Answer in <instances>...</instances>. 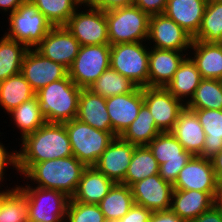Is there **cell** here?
I'll use <instances>...</instances> for the list:
<instances>
[{
  "mask_svg": "<svg viewBox=\"0 0 222 222\" xmlns=\"http://www.w3.org/2000/svg\"><path fill=\"white\" fill-rule=\"evenodd\" d=\"M20 140L17 173L21 176L35 163L73 156L69 135L61 123L46 122Z\"/></svg>",
  "mask_w": 222,
  "mask_h": 222,
  "instance_id": "obj_1",
  "label": "cell"
},
{
  "mask_svg": "<svg viewBox=\"0 0 222 222\" xmlns=\"http://www.w3.org/2000/svg\"><path fill=\"white\" fill-rule=\"evenodd\" d=\"M85 168L75 156L47 160L33 164L23 174V179L40 188L63 192L71 198Z\"/></svg>",
  "mask_w": 222,
  "mask_h": 222,
  "instance_id": "obj_2",
  "label": "cell"
},
{
  "mask_svg": "<svg viewBox=\"0 0 222 222\" xmlns=\"http://www.w3.org/2000/svg\"><path fill=\"white\" fill-rule=\"evenodd\" d=\"M81 90L67 76L50 83L36 92L39 109L45 116L46 121L63 124L75 119L78 113Z\"/></svg>",
  "mask_w": 222,
  "mask_h": 222,
  "instance_id": "obj_3",
  "label": "cell"
},
{
  "mask_svg": "<svg viewBox=\"0 0 222 222\" xmlns=\"http://www.w3.org/2000/svg\"><path fill=\"white\" fill-rule=\"evenodd\" d=\"M109 44L148 42L150 16L130 5L106 11Z\"/></svg>",
  "mask_w": 222,
  "mask_h": 222,
  "instance_id": "obj_4",
  "label": "cell"
},
{
  "mask_svg": "<svg viewBox=\"0 0 222 222\" xmlns=\"http://www.w3.org/2000/svg\"><path fill=\"white\" fill-rule=\"evenodd\" d=\"M7 15L9 28L4 35L23 43L28 49H35L53 27L30 0Z\"/></svg>",
  "mask_w": 222,
  "mask_h": 222,
  "instance_id": "obj_5",
  "label": "cell"
},
{
  "mask_svg": "<svg viewBox=\"0 0 222 222\" xmlns=\"http://www.w3.org/2000/svg\"><path fill=\"white\" fill-rule=\"evenodd\" d=\"M69 135L73 156L86 167L94 166L107 146L117 137L111 131H101L77 118L63 123Z\"/></svg>",
  "mask_w": 222,
  "mask_h": 222,
  "instance_id": "obj_6",
  "label": "cell"
},
{
  "mask_svg": "<svg viewBox=\"0 0 222 222\" xmlns=\"http://www.w3.org/2000/svg\"><path fill=\"white\" fill-rule=\"evenodd\" d=\"M149 52V46L143 42L111 45L110 68L138 87H148Z\"/></svg>",
  "mask_w": 222,
  "mask_h": 222,
  "instance_id": "obj_7",
  "label": "cell"
},
{
  "mask_svg": "<svg viewBox=\"0 0 222 222\" xmlns=\"http://www.w3.org/2000/svg\"><path fill=\"white\" fill-rule=\"evenodd\" d=\"M30 185L16 184L28 199L29 222H65L70 197L57 190Z\"/></svg>",
  "mask_w": 222,
  "mask_h": 222,
  "instance_id": "obj_8",
  "label": "cell"
},
{
  "mask_svg": "<svg viewBox=\"0 0 222 222\" xmlns=\"http://www.w3.org/2000/svg\"><path fill=\"white\" fill-rule=\"evenodd\" d=\"M110 44L81 46L68 76L81 89L89 87L110 68Z\"/></svg>",
  "mask_w": 222,
  "mask_h": 222,
  "instance_id": "obj_9",
  "label": "cell"
},
{
  "mask_svg": "<svg viewBox=\"0 0 222 222\" xmlns=\"http://www.w3.org/2000/svg\"><path fill=\"white\" fill-rule=\"evenodd\" d=\"M147 146L159 164V176L173 185L192 155L171 132L159 133Z\"/></svg>",
  "mask_w": 222,
  "mask_h": 222,
  "instance_id": "obj_10",
  "label": "cell"
},
{
  "mask_svg": "<svg viewBox=\"0 0 222 222\" xmlns=\"http://www.w3.org/2000/svg\"><path fill=\"white\" fill-rule=\"evenodd\" d=\"M81 8L71 15L65 27L81 46L109 44L106 12L92 7Z\"/></svg>",
  "mask_w": 222,
  "mask_h": 222,
  "instance_id": "obj_11",
  "label": "cell"
},
{
  "mask_svg": "<svg viewBox=\"0 0 222 222\" xmlns=\"http://www.w3.org/2000/svg\"><path fill=\"white\" fill-rule=\"evenodd\" d=\"M143 99L161 132H171L186 107L165 87H143Z\"/></svg>",
  "mask_w": 222,
  "mask_h": 222,
  "instance_id": "obj_12",
  "label": "cell"
},
{
  "mask_svg": "<svg viewBox=\"0 0 222 222\" xmlns=\"http://www.w3.org/2000/svg\"><path fill=\"white\" fill-rule=\"evenodd\" d=\"M148 40L152 48L189 51L193 37L165 14H158L149 18Z\"/></svg>",
  "mask_w": 222,
  "mask_h": 222,
  "instance_id": "obj_13",
  "label": "cell"
},
{
  "mask_svg": "<svg viewBox=\"0 0 222 222\" xmlns=\"http://www.w3.org/2000/svg\"><path fill=\"white\" fill-rule=\"evenodd\" d=\"M21 73L36 93L50 83L66 78L68 69L45 58L35 49H28L23 58Z\"/></svg>",
  "mask_w": 222,
  "mask_h": 222,
  "instance_id": "obj_14",
  "label": "cell"
},
{
  "mask_svg": "<svg viewBox=\"0 0 222 222\" xmlns=\"http://www.w3.org/2000/svg\"><path fill=\"white\" fill-rule=\"evenodd\" d=\"M218 185L212 160L192 156L179 172L173 184V189L217 192Z\"/></svg>",
  "mask_w": 222,
  "mask_h": 222,
  "instance_id": "obj_15",
  "label": "cell"
},
{
  "mask_svg": "<svg viewBox=\"0 0 222 222\" xmlns=\"http://www.w3.org/2000/svg\"><path fill=\"white\" fill-rule=\"evenodd\" d=\"M80 47L81 44L65 26H53L35 50L69 69Z\"/></svg>",
  "mask_w": 222,
  "mask_h": 222,
  "instance_id": "obj_16",
  "label": "cell"
},
{
  "mask_svg": "<svg viewBox=\"0 0 222 222\" xmlns=\"http://www.w3.org/2000/svg\"><path fill=\"white\" fill-rule=\"evenodd\" d=\"M134 203L153 211L171 208L173 185L159 174L149 176L130 186Z\"/></svg>",
  "mask_w": 222,
  "mask_h": 222,
  "instance_id": "obj_17",
  "label": "cell"
},
{
  "mask_svg": "<svg viewBox=\"0 0 222 222\" xmlns=\"http://www.w3.org/2000/svg\"><path fill=\"white\" fill-rule=\"evenodd\" d=\"M143 104V88L140 87L134 92L106 98L107 111L111 120V132L120 136L137 118Z\"/></svg>",
  "mask_w": 222,
  "mask_h": 222,
  "instance_id": "obj_18",
  "label": "cell"
},
{
  "mask_svg": "<svg viewBox=\"0 0 222 222\" xmlns=\"http://www.w3.org/2000/svg\"><path fill=\"white\" fill-rule=\"evenodd\" d=\"M135 146L119 136L115 137L94 167L114 183H123Z\"/></svg>",
  "mask_w": 222,
  "mask_h": 222,
  "instance_id": "obj_19",
  "label": "cell"
},
{
  "mask_svg": "<svg viewBox=\"0 0 222 222\" xmlns=\"http://www.w3.org/2000/svg\"><path fill=\"white\" fill-rule=\"evenodd\" d=\"M187 55V51L152 49L150 46L148 87H165L172 80L180 63Z\"/></svg>",
  "mask_w": 222,
  "mask_h": 222,
  "instance_id": "obj_20",
  "label": "cell"
},
{
  "mask_svg": "<svg viewBox=\"0 0 222 222\" xmlns=\"http://www.w3.org/2000/svg\"><path fill=\"white\" fill-rule=\"evenodd\" d=\"M217 192L173 190L171 210L185 222L197 218L215 204Z\"/></svg>",
  "mask_w": 222,
  "mask_h": 222,
  "instance_id": "obj_21",
  "label": "cell"
},
{
  "mask_svg": "<svg viewBox=\"0 0 222 222\" xmlns=\"http://www.w3.org/2000/svg\"><path fill=\"white\" fill-rule=\"evenodd\" d=\"M171 133L192 156H200L205 144V132L197 115L185 107Z\"/></svg>",
  "mask_w": 222,
  "mask_h": 222,
  "instance_id": "obj_22",
  "label": "cell"
},
{
  "mask_svg": "<svg viewBox=\"0 0 222 222\" xmlns=\"http://www.w3.org/2000/svg\"><path fill=\"white\" fill-rule=\"evenodd\" d=\"M205 0H168L164 14L194 37L201 26Z\"/></svg>",
  "mask_w": 222,
  "mask_h": 222,
  "instance_id": "obj_23",
  "label": "cell"
},
{
  "mask_svg": "<svg viewBox=\"0 0 222 222\" xmlns=\"http://www.w3.org/2000/svg\"><path fill=\"white\" fill-rule=\"evenodd\" d=\"M76 118L95 129L111 131V120L107 111L106 98L93 93L89 89H82L80 92Z\"/></svg>",
  "mask_w": 222,
  "mask_h": 222,
  "instance_id": "obj_24",
  "label": "cell"
},
{
  "mask_svg": "<svg viewBox=\"0 0 222 222\" xmlns=\"http://www.w3.org/2000/svg\"><path fill=\"white\" fill-rule=\"evenodd\" d=\"M114 184L94 166L86 167L71 199L80 203L98 204Z\"/></svg>",
  "mask_w": 222,
  "mask_h": 222,
  "instance_id": "obj_25",
  "label": "cell"
},
{
  "mask_svg": "<svg viewBox=\"0 0 222 222\" xmlns=\"http://www.w3.org/2000/svg\"><path fill=\"white\" fill-rule=\"evenodd\" d=\"M190 52L203 79L222 80V48L217 43L193 40Z\"/></svg>",
  "mask_w": 222,
  "mask_h": 222,
  "instance_id": "obj_26",
  "label": "cell"
},
{
  "mask_svg": "<svg viewBox=\"0 0 222 222\" xmlns=\"http://www.w3.org/2000/svg\"><path fill=\"white\" fill-rule=\"evenodd\" d=\"M202 79L195 62L190 55H187L165 88L186 105L193 97Z\"/></svg>",
  "mask_w": 222,
  "mask_h": 222,
  "instance_id": "obj_27",
  "label": "cell"
},
{
  "mask_svg": "<svg viewBox=\"0 0 222 222\" xmlns=\"http://www.w3.org/2000/svg\"><path fill=\"white\" fill-rule=\"evenodd\" d=\"M205 132V144L200 157L213 159L222 147V110H192Z\"/></svg>",
  "mask_w": 222,
  "mask_h": 222,
  "instance_id": "obj_28",
  "label": "cell"
},
{
  "mask_svg": "<svg viewBox=\"0 0 222 222\" xmlns=\"http://www.w3.org/2000/svg\"><path fill=\"white\" fill-rule=\"evenodd\" d=\"M98 205L107 222L119 221L134 205L130 187L115 183Z\"/></svg>",
  "mask_w": 222,
  "mask_h": 222,
  "instance_id": "obj_29",
  "label": "cell"
},
{
  "mask_svg": "<svg viewBox=\"0 0 222 222\" xmlns=\"http://www.w3.org/2000/svg\"><path fill=\"white\" fill-rule=\"evenodd\" d=\"M34 96L35 92L21 72L0 81V106L7 113Z\"/></svg>",
  "mask_w": 222,
  "mask_h": 222,
  "instance_id": "obj_30",
  "label": "cell"
},
{
  "mask_svg": "<svg viewBox=\"0 0 222 222\" xmlns=\"http://www.w3.org/2000/svg\"><path fill=\"white\" fill-rule=\"evenodd\" d=\"M161 131L158 129L155 120L148 107L143 104L137 118L119 136L124 141L136 146L148 145Z\"/></svg>",
  "mask_w": 222,
  "mask_h": 222,
  "instance_id": "obj_31",
  "label": "cell"
},
{
  "mask_svg": "<svg viewBox=\"0 0 222 222\" xmlns=\"http://www.w3.org/2000/svg\"><path fill=\"white\" fill-rule=\"evenodd\" d=\"M155 174H159V164L149 147L147 145L135 146L122 184L130 187L134 183Z\"/></svg>",
  "mask_w": 222,
  "mask_h": 222,
  "instance_id": "obj_32",
  "label": "cell"
},
{
  "mask_svg": "<svg viewBox=\"0 0 222 222\" xmlns=\"http://www.w3.org/2000/svg\"><path fill=\"white\" fill-rule=\"evenodd\" d=\"M7 114L11 115V121L13 119V124L21 131V139L47 122L45 116L39 109L36 95L23 102L20 106L12 109Z\"/></svg>",
  "mask_w": 222,
  "mask_h": 222,
  "instance_id": "obj_33",
  "label": "cell"
},
{
  "mask_svg": "<svg viewBox=\"0 0 222 222\" xmlns=\"http://www.w3.org/2000/svg\"><path fill=\"white\" fill-rule=\"evenodd\" d=\"M28 48L3 35L0 38V81L21 72L23 58Z\"/></svg>",
  "mask_w": 222,
  "mask_h": 222,
  "instance_id": "obj_34",
  "label": "cell"
},
{
  "mask_svg": "<svg viewBox=\"0 0 222 222\" xmlns=\"http://www.w3.org/2000/svg\"><path fill=\"white\" fill-rule=\"evenodd\" d=\"M138 86L112 68L106 69L89 87L93 93L104 98L134 92Z\"/></svg>",
  "mask_w": 222,
  "mask_h": 222,
  "instance_id": "obj_35",
  "label": "cell"
},
{
  "mask_svg": "<svg viewBox=\"0 0 222 222\" xmlns=\"http://www.w3.org/2000/svg\"><path fill=\"white\" fill-rule=\"evenodd\" d=\"M186 108L222 110V80L202 79Z\"/></svg>",
  "mask_w": 222,
  "mask_h": 222,
  "instance_id": "obj_36",
  "label": "cell"
},
{
  "mask_svg": "<svg viewBox=\"0 0 222 222\" xmlns=\"http://www.w3.org/2000/svg\"><path fill=\"white\" fill-rule=\"evenodd\" d=\"M222 37V2L207 3L201 26L193 40L217 43Z\"/></svg>",
  "mask_w": 222,
  "mask_h": 222,
  "instance_id": "obj_37",
  "label": "cell"
},
{
  "mask_svg": "<svg viewBox=\"0 0 222 222\" xmlns=\"http://www.w3.org/2000/svg\"><path fill=\"white\" fill-rule=\"evenodd\" d=\"M52 26H65L80 7L76 0H30Z\"/></svg>",
  "mask_w": 222,
  "mask_h": 222,
  "instance_id": "obj_38",
  "label": "cell"
},
{
  "mask_svg": "<svg viewBox=\"0 0 222 222\" xmlns=\"http://www.w3.org/2000/svg\"><path fill=\"white\" fill-rule=\"evenodd\" d=\"M0 222H29L28 199L18 187L5 198Z\"/></svg>",
  "mask_w": 222,
  "mask_h": 222,
  "instance_id": "obj_39",
  "label": "cell"
},
{
  "mask_svg": "<svg viewBox=\"0 0 222 222\" xmlns=\"http://www.w3.org/2000/svg\"><path fill=\"white\" fill-rule=\"evenodd\" d=\"M65 222H107L98 204L80 203L70 198Z\"/></svg>",
  "mask_w": 222,
  "mask_h": 222,
  "instance_id": "obj_40",
  "label": "cell"
},
{
  "mask_svg": "<svg viewBox=\"0 0 222 222\" xmlns=\"http://www.w3.org/2000/svg\"><path fill=\"white\" fill-rule=\"evenodd\" d=\"M3 143L0 142V184L4 183L5 171L8 166H13L12 169L18 171L17 166V150L7 151ZM2 182V183H1Z\"/></svg>",
  "mask_w": 222,
  "mask_h": 222,
  "instance_id": "obj_41",
  "label": "cell"
},
{
  "mask_svg": "<svg viewBox=\"0 0 222 222\" xmlns=\"http://www.w3.org/2000/svg\"><path fill=\"white\" fill-rule=\"evenodd\" d=\"M168 0H134V5L149 16L164 14Z\"/></svg>",
  "mask_w": 222,
  "mask_h": 222,
  "instance_id": "obj_42",
  "label": "cell"
},
{
  "mask_svg": "<svg viewBox=\"0 0 222 222\" xmlns=\"http://www.w3.org/2000/svg\"><path fill=\"white\" fill-rule=\"evenodd\" d=\"M152 211L134 203L128 213L118 222H149Z\"/></svg>",
  "mask_w": 222,
  "mask_h": 222,
  "instance_id": "obj_43",
  "label": "cell"
},
{
  "mask_svg": "<svg viewBox=\"0 0 222 222\" xmlns=\"http://www.w3.org/2000/svg\"><path fill=\"white\" fill-rule=\"evenodd\" d=\"M134 4V0H93L87 7L102 10L104 12L126 7Z\"/></svg>",
  "mask_w": 222,
  "mask_h": 222,
  "instance_id": "obj_44",
  "label": "cell"
},
{
  "mask_svg": "<svg viewBox=\"0 0 222 222\" xmlns=\"http://www.w3.org/2000/svg\"><path fill=\"white\" fill-rule=\"evenodd\" d=\"M149 222H185L171 209L163 211H153Z\"/></svg>",
  "mask_w": 222,
  "mask_h": 222,
  "instance_id": "obj_45",
  "label": "cell"
},
{
  "mask_svg": "<svg viewBox=\"0 0 222 222\" xmlns=\"http://www.w3.org/2000/svg\"><path fill=\"white\" fill-rule=\"evenodd\" d=\"M189 222H222V211L214 204L209 210Z\"/></svg>",
  "mask_w": 222,
  "mask_h": 222,
  "instance_id": "obj_46",
  "label": "cell"
},
{
  "mask_svg": "<svg viewBox=\"0 0 222 222\" xmlns=\"http://www.w3.org/2000/svg\"><path fill=\"white\" fill-rule=\"evenodd\" d=\"M26 0H0V12L1 10L5 13L6 11L11 14Z\"/></svg>",
  "mask_w": 222,
  "mask_h": 222,
  "instance_id": "obj_47",
  "label": "cell"
},
{
  "mask_svg": "<svg viewBox=\"0 0 222 222\" xmlns=\"http://www.w3.org/2000/svg\"><path fill=\"white\" fill-rule=\"evenodd\" d=\"M213 163L214 172L218 182H222V147L219 153L211 159Z\"/></svg>",
  "mask_w": 222,
  "mask_h": 222,
  "instance_id": "obj_48",
  "label": "cell"
},
{
  "mask_svg": "<svg viewBox=\"0 0 222 222\" xmlns=\"http://www.w3.org/2000/svg\"><path fill=\"white\" fill-rule=\"evenodd\" d=\"M218 191L215 198L216 206L222 211V182H218Z\"/></svg>",
  "mask_w": 222,
  "mask_h": 222,
  "instance_id": "obj_49",
  "label": "cell"
},
{
  "mask_svg": "<svg viewBox=\"0 0 222 222\" xmlns=\"http://www.w3.org/2000/svg\"><path fill=\"white\" fill-rule=\"evenodd\" d=\"M15 187H17V186H14V188H13V186H12V188L9 187L8 189H5V191L0 190V211L3 206L5 198L15 189ZM0 189H2L1 185H0Z\"/></svg>",
  "mask_w": 222,
  "mask_h": 222,
  "instance_id": "obj_50",
  "label": "cell"
},
{
  "mask_svg": "<svg viewBox=\"0 0 222 222\" xmlns=\"http://www.w3.org/2000/svg\"><path fill=\"white\" fill-rule=\"evenodd\" d=\"M93 0H76V2L83 6L84 8L87 7Z\"/></svg>",
  "mask_w": 222,
  "mask_h": 222,
  "instance_id": "obj_51",
  "label": "cell"
},
{
  "mask_svg": "<svg viewBox=\"0 0 222 222\" xmlns=\"http://www.w3.org/2000/svg\"><path fill=\"white\" fill-rule=\"evenodd\" d=\"M207 3L222 2V0H205Z\"/></svg>",
  "mask_w": 222,
  "mask_h": 222,
  "instance_id": "obj_52",
  "label": "cell"
},
{
  "mask_svg": "<svg viewBox=\"0 0 222 222\" xmlns=\"http://www.w3.org/2000/svg\"><path fill=\"white\" fill-rule=\"evenodd\" d=\"M217 44L222 48V37L217 41Z\"/></svg>",
  "mask_w": 222,
  "mask_h": 222,
  "instance_id": "obj_53",
  "label": "cell"
}]
</instances>
